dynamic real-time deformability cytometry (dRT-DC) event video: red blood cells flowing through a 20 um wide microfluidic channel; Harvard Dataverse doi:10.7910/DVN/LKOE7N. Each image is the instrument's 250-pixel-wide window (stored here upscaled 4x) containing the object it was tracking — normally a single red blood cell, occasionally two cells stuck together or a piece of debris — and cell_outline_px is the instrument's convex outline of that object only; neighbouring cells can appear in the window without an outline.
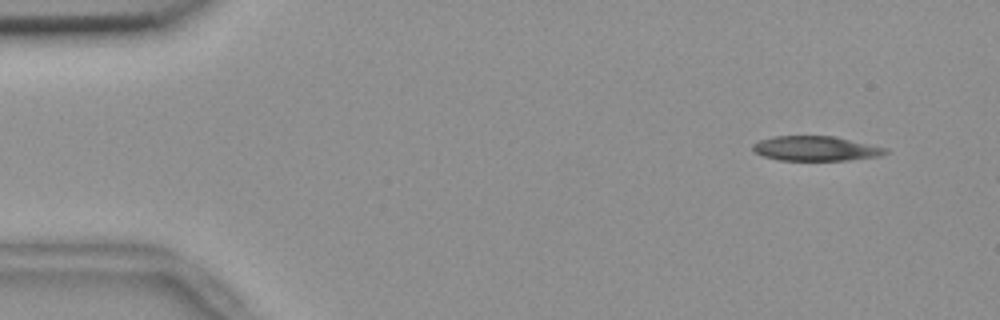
{"species": "common noctule bat (a hibernating species)", "species_latin": "Nyctalus noctula", "temperature_condition": "room temperature", "stored_images_in_passage": 52, "camera_frame_rate_fps": 3000, "um_per_image_px": 0.085, "animal": {"sex": "female", "body_mass_g": 18.4}, "frame": {"image": 1, "passage_image": 4, "time_ms": 1.0, "image_size_px": [1000, 320], "cell_outline_px": [[888, 152], [880, 156], [848, 160], [780, 160], [764, 156], [756, 152], [752, 148], [752, 144], [760, 140], [772, 136], [836, 136], [888, 148]], "centroid_in_image_um": [69.36, 12.61], "position_along_channel_um": 15.6, "area_um2": 19.13}}
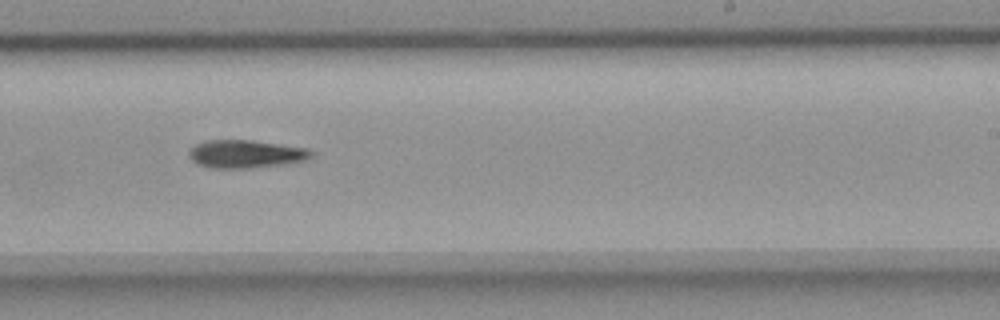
{"frame": {"image": 2, "passage_image": 33, "time_ms": 10.667, "image_size_px": [1000, 320], "cell_outline_px": [[316, 152], [312, 156], [304, 160], [284, 164], [248, 168], [212, 168], [196, 164], [188, 156], [188, 152], [196, 144], [208, 140], [252, 140], [308, 148]], "centroid_in_image_um": [20.89, 13.08], "position_along_channel_um": 268.1, "area_um2": 20.0}}
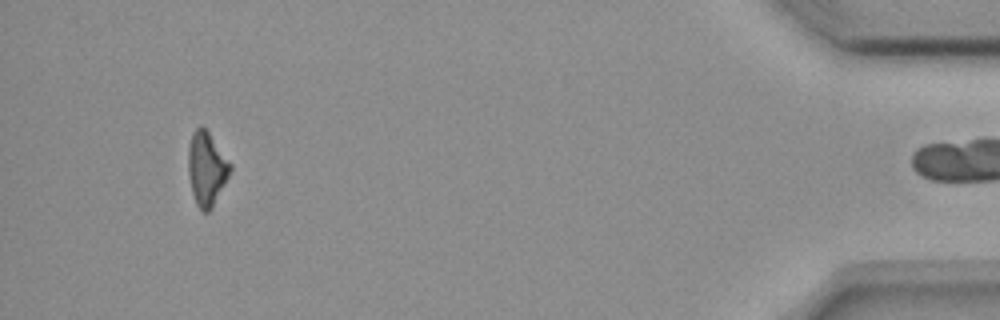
{"frame": {"image": 3, "passage_image": 51, "time_ms": 16.667, "image_size_px": [1000, 320], "cell_outline_px": [[232, 168], [212, 208], [208, 212], [204, 212], [196, 204], [192, 192], [188, 172], [188, 148], [192, 132], [200, 124], [208, 132], [232, 164]], "centroid_in_image_um": [17.55, 14.32], "position_along_channel_um": 417.7, "area_um2": 17.86}, "authors_computed_cell_mechanics": {"area_um2": 19.7098, "velocity_mm_per_s": 3.6829, "shape_relaxation_time_tau1_ms": 5.3201, "shape_relaxation_time_tau2_ms": null, "deformation_change_tau1": 0.1418, "deformation_change_tau2": null}}